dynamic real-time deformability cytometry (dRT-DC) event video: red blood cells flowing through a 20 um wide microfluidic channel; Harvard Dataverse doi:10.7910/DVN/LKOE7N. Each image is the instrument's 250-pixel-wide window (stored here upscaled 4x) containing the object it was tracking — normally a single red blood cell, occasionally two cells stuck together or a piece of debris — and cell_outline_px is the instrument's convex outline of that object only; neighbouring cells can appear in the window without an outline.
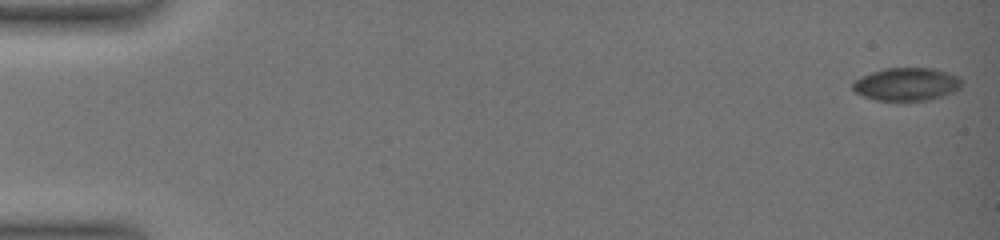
{"species": "common noctule bat (a hibernating species)", "species_latin": "Nyctalus noctula", "temperature_condition": "warm", "stored_images_in_passage": 38, "camera_frame_rate_fps": 3000, "um_per_image_px": 0.085, "animal": {"sex": "female", "body_mass_g": 19.0, "forearm_length_mm": 51.5}, "frame": {"image": 1, "passage_image": 1, "time_ms": 0.0, "image_size_px": [1000, 240], "cell_outline_px": [[964, 80], [960, 88], [944, 96], [928, 100], [876, 100], [864, 96], [856, 92], [852, 88], [852, 84], [856, 80], [872, 72], [884, 68], [932, 68], [960, 76]], "centroid_in_image_um": [77.12, 7.15], "position_along_channel_um": 7.9, "area_um2": 20.87}}
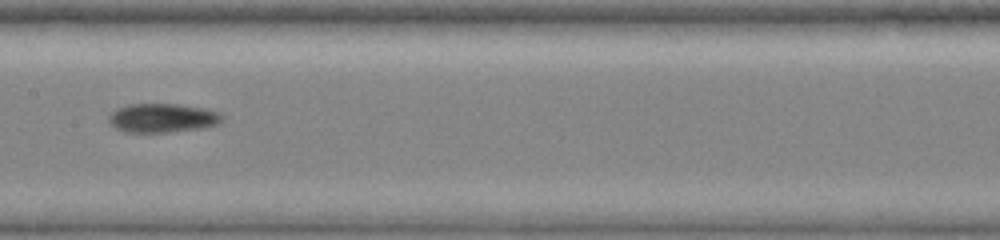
{"frame": {"image": 2, "passage_image": 21, "time_ms": 10.0, "image_size_px": [1000, 240], "cell_outline_px": [[224, 116], [216, 124], [204, 128], [168, 132], [124, 132], [116, 128], [108, 120], [108, 116], [116, 108], [128, 104], [176, 104], [208, 108], [220, 112]], "centroid_in_image_um": [13.82, 10.02], "position_along_channel_um": 193.6, "area_um2": 19.25}}
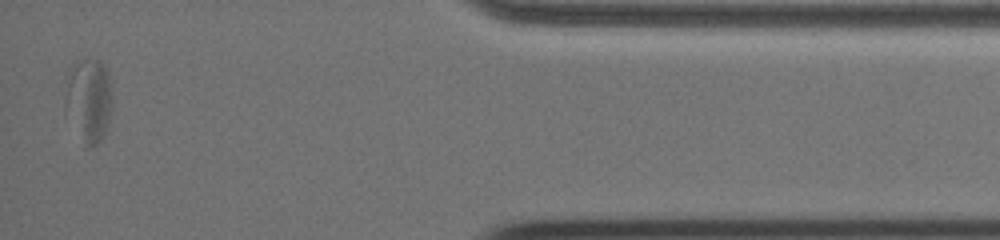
{"frame": {"image": 3, "passage_image": 38, "time_ms": 17.667, "image_size_px": [1000, 240], "cell_outline_px": [[112, 104], [104, 132], [88, 148], [84, 148], [68, 92], [68, 68], [76, 60], [100, 60], [104, 64], [108, 72], [112, 92]], "centroid_in_image_um": [7.65, 8.33], "position_along_channel_um": 427.5, "area_um2": 20.92}, "authors_computed_cell_mechanics": {"area_um2": 20.4612, "velocity_mm_per_s": 3.5838, "shape_relaxation_time_tau1_ms": null, "shape_relaxation_time_tau2_ms": 1.6429, "deformation_change_tau1": null, "deformation_change_tau2": 0.0554}}